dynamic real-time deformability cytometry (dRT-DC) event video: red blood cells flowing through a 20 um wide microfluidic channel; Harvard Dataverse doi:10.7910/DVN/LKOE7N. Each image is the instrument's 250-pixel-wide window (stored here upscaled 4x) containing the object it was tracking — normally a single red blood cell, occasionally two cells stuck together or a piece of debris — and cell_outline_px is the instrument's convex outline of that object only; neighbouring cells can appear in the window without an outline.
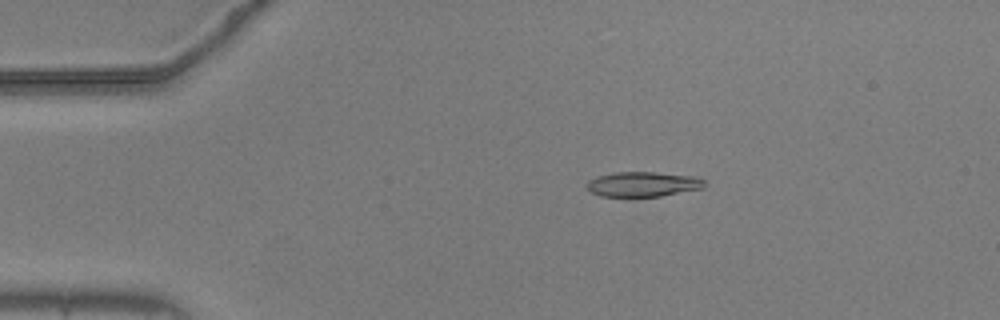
{"species": "common noctule bat (a hibernating species)", "species_latin": "Nyctalus noctula", "temperature_condition": "warm", "stored_images_in_passage": 56, "camera_frame_rate_fps": 3000, "um_per_image_px": 0.085, "animal": {"sex": "male", "body_mass_g": 20.5, "forearm_length_mm": 52.5}, "frame": {"image": 1, "passage_image": 11, "time_ms": 3.333, "image_size_px": [1000, 320], "cell_outline_px": [[704, 188], [660, 196], [600, 196], [592, 192], [584, 184], [588, 180], [596, 176], [616, 172], [652, 172], [696, 176], [704, 180]], "centroid_in_image_um": [54.63, 15.65], "position_along_channel_um": 30.4, "area_um2": 17.05}}
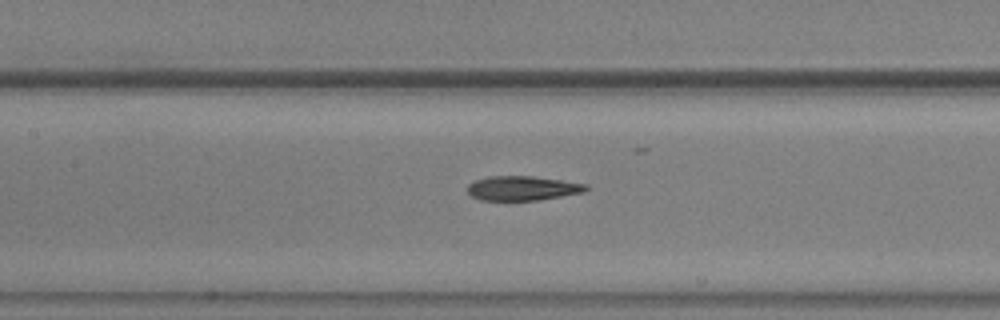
{"frame": {"image": 2, "passage_image": 26, "time_ms": 8.333, "image_size_px": [1000, 320], "cell_outline_px": [[588, 188], [584, 192], [536, 200], [480, 200], [472, 196], [468, 192], [468, 184], [476, 180], [488, 176], [532, 176], [588, 184]], "centroid_in_image_um": [44.4, 15.99], "position_along_channel_um": 163.0, "area_um2": 16.7}}
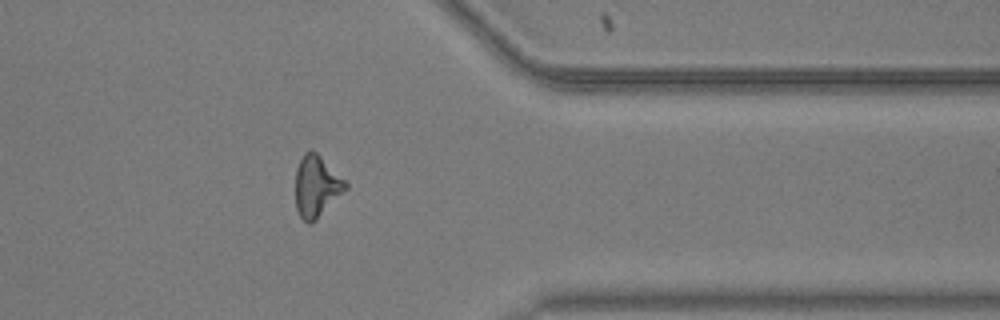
{"frame": {"image": 3, "passage_image": 45, "time_ms": 14.667, "image_size_px": [1000, 320], "cell_outline_px": [[348, 188], [316, 220], [308, 224], [300, 216], [296, 208], [296, 168], [304, 152], [316, 152], [348, 184]], "centroid_in_image_um": [26.9, 15.86], "position_along_channel_um": 384.5, "area_um2": 17.57}, "authors_computed_cell_mechanics": {"area_um2": 17.4556, "velocity_mm_per_s": 3.6904, "shape_relaxation_time_tau1_ms": null, "shape_relaxation_time_tau2_ms": 3.783, "deformation_change_tau1": null, "deformation_change_tau2": 0.1422}}